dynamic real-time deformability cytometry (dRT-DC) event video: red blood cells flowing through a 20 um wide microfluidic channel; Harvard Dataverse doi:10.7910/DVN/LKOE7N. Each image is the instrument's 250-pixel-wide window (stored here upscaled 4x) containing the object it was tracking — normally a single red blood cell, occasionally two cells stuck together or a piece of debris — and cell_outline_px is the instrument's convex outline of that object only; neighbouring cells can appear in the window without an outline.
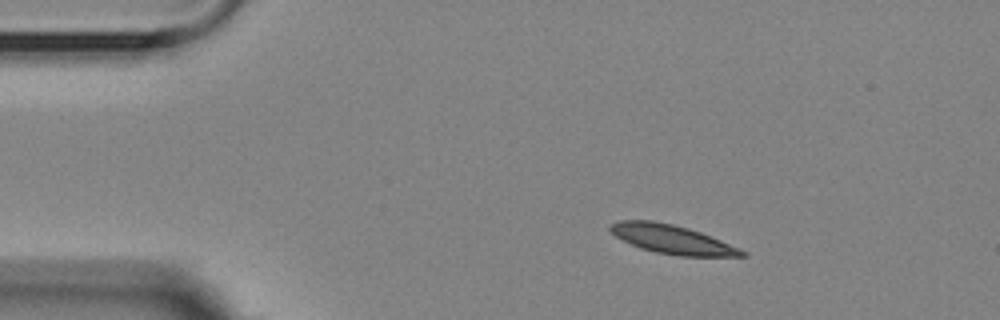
{"species": "Egyptian fruit bat (a non-hibernating species)", "species_latin": "Rousettus aegyptiacus", "temperature_condition": "room temperature", "stored_images_in_passage": 4, "camera_frame_rate_fps": 3000, "um_per_image_px": 0.085, "animal": {"sex": "female"}, "frame": {"image": 1, "passage_image": 1, "time_ms": 0.0, "image_size_px": [1000, 320], "cell_outline_px": [[748, 256], [680, 256], [656, 252], [640, 248], [616, 236], [608, 228], [608, 224], [620, 220], [652, 220], [672, 224], [688, 228], [700, 232], [740, 248], [748, 252]], "centroid_in_image_um": [57.13, 20.34], "position_along_channel_um": 27.9, "area_um2": 22.02}}
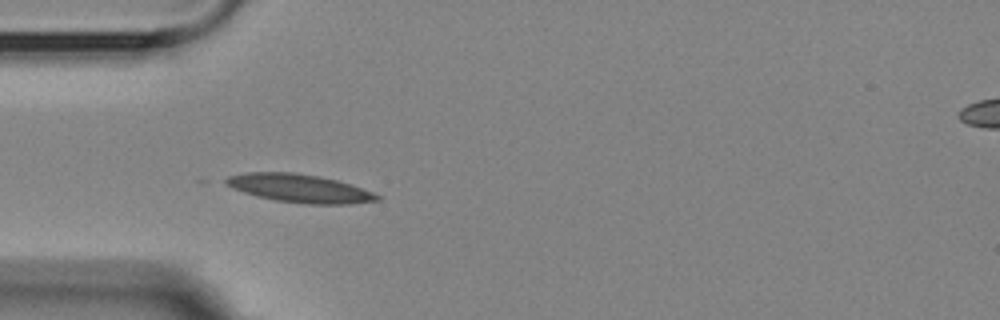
{"frame": {"image": 2, "passage_image": 3, "time_ms": 2.333, "image_size_px": [1000, 320], "cell_outline_px": [[380, 200], [348, 204], [304, 204], [276, 200], [256, 196], [232, 188], [220, 180], [228, 176], [248, 172], [292, 172], [316, 176], [336, 180], [372, 192], [380, 196]], "centroid_in_image_um": [25.39, 16.01], "position_along_channel_um": 59.6, "area_um2": 24.68}}
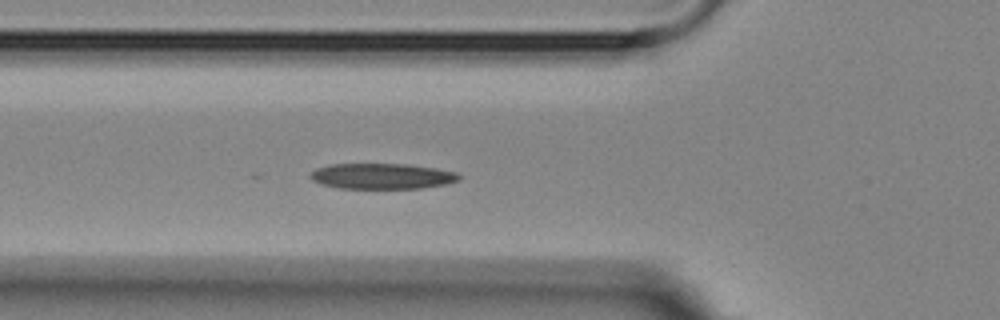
{"frame": {"image": 3, "passage_image": 4, "time_ms": 3.333, "image_size_px": [1000, 320], "cell_outline_px": [[460, 180], [444, 184], [420, 188], [340, 188], [320, 184], [312, 180], [308, 176], [316, 168], [332, 164], [408, 164], [436, 168], [456, 172], [460, 176]], "centroid_in_image_um": [32.45, 14.97], "position_along_channel_um": 93.3, "area_um2": 22.14}}